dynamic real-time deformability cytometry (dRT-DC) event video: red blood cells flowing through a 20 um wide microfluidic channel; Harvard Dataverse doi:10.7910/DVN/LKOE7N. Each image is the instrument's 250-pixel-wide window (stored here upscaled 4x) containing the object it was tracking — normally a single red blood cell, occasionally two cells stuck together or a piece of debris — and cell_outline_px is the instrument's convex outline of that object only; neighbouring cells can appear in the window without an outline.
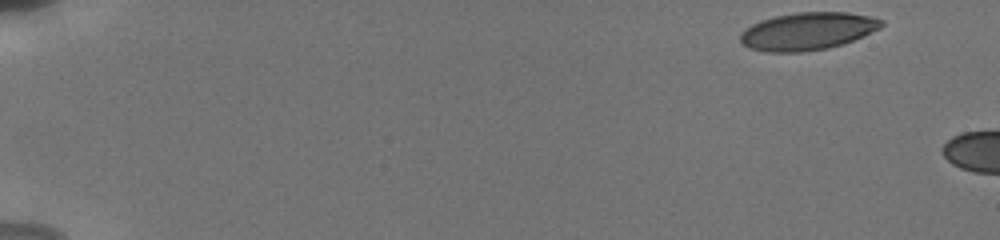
{"species": "human", "species_latin": "Homo sapiens", "temperature_condition": "cold", "stored_images_in_passage": 5, "camera_frame_rate_fps": 3000, "um_per_image_px": 0.085, "donor": {"sex": "male"}, "frame": {"image": 1, "passage_image": 1, "time_ms": 0.0, "image_size_px": [1000, 240], "cell_outline_px": [[884, 24], [880, 28], [852, 40], [828, 48], [800, 52], [768, 52], [748, 48], [740, 40], [740, 32], [744, 28], [760, 20], [776, 16], [796, 12], [848, 12], [868, 16], [884, 20]], "centroid_in_image_um": [68.61, 2.65], "position_along_channel_um": 16.4, "area_um2": 30.81}}